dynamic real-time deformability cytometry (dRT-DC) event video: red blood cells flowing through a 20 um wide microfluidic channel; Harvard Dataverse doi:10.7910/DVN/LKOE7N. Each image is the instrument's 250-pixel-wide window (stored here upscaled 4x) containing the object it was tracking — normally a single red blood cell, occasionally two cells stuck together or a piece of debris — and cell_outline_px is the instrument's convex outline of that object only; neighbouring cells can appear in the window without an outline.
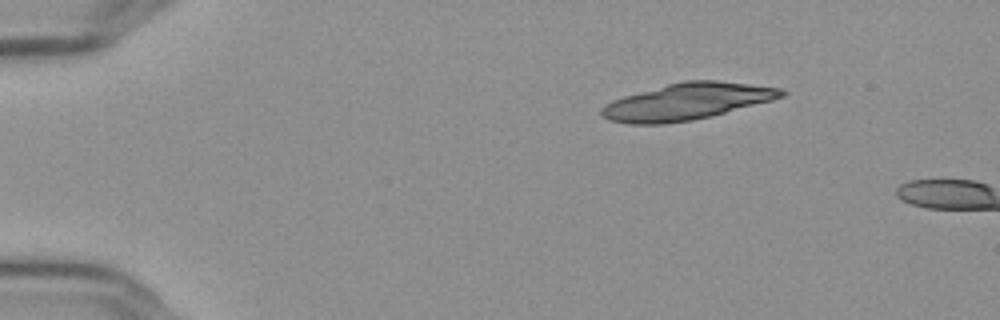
{"species": "Egyptian fruit bat (a non-hibernating species)", "species_latin": "Rousettus aegyptiacus", "temperature_condition": "cold", "stored_images_in_passage": 3, "camera_frame_rate_fps": 3000, "um_per_image_px": 0.085, "frame": {"image": 1, "passage_image": 1, "time_ms": 0.0, "image_size_px": [1000, 320], "cell_outline_px": [[788, 92], [784, 96], [772, 100], [712, 116], [692, 120], [664, 124], [628, 124], [608, 120], [600, 112], [600, 108], [604, 104], [612, 100], [624, 96], [668, 84], [684, 80], [716, 80], [780, 88]], "centroid_in_image_um": [58.37, 8.64], "position_along_channel_um": 26.6, "area_um2": 38.26}}